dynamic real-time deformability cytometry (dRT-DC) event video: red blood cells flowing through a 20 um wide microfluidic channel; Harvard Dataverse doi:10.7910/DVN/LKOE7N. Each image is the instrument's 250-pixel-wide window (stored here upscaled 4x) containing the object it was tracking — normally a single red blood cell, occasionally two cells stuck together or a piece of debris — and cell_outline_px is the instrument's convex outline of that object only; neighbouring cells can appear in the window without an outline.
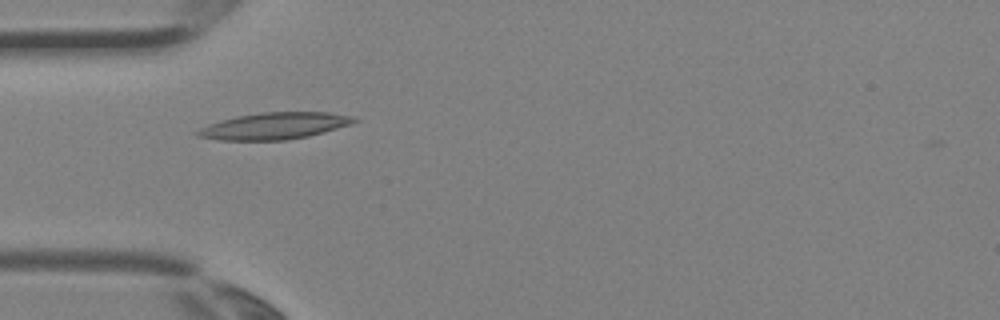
{"species": "Egyptian fruit bat (a non-hibernating species)", "species_latin": "Rousettus aegyptiacus", "temperature_condition": "room temperature", "stored_images_in_passage": 2, "camera_frame_rate_fps": 3000, "um_per_image_px": 0.085, "animal": {"sex": "female"}, "frame": {"image": 1, "passage_image": 1, "time_ms": 0.0, "image_size_px": [1000, 320], "cell_outline_px": [[360, 120], [352, 124], [324, 132], [308, 136], [284, 140], [220, 140], [196, 136], [192, 132], [208, 124], [220, 120], [236, 116], [264, 112], [328, 112], [356, 116]], "centroid_in_image_um": [23.34, 10.7], "position_along_channel_um": 61.7, "area_um2": 24.57}}
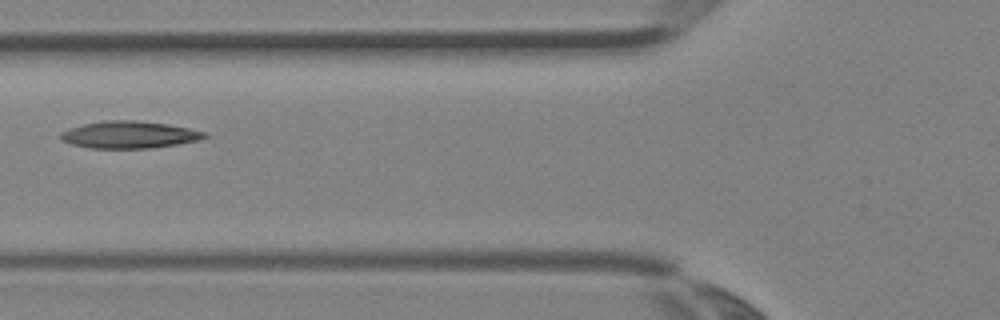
{"frame": {"image": 2, "passage_image": 2, "time_ms": 0.333, "image_size_px": [1000, 320], "cell_outline_px": [[208, 136], [200, 140], [176, 144], [148, 148], [88, 148], [72, 144], [60, 140], [60, 132], [68, 128], [84, 124], [104, 120], [136, 120], [164, 124], [188, 128], [208, 132]], "centroid_in_image_um": [10.96, 11.45], "position_along_channel_um": 114.8, "area_um2": 22.72}}